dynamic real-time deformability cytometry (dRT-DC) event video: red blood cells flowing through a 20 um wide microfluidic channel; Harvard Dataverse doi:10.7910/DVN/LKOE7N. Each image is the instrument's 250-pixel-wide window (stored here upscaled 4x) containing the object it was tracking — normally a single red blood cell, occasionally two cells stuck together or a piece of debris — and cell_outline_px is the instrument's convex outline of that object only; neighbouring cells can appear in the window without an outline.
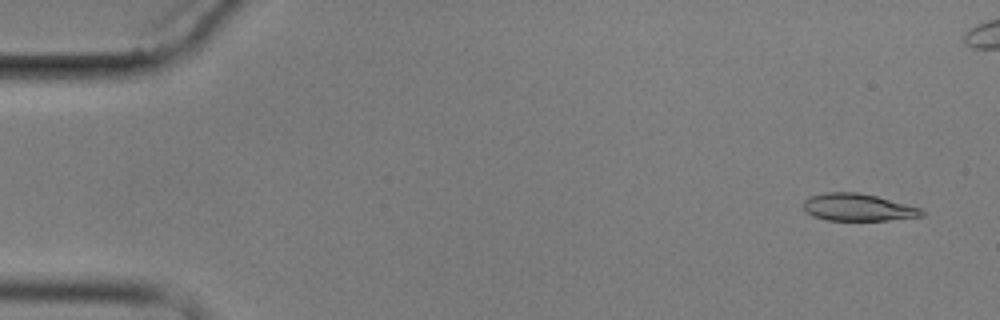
{"species": "common noctule bat (a hibernating species)", "species_latin": "Nyctalus noctula", "temperature_condition": "cold", "stored_images_in_passage": 7, "camera_frame_rate_fps": 3000, "um_per_image_px": 0.085, "animal": {"sex": "male", "body_mass_g": 17.9}, "frame": {"image": 1, "passage_image": 1, "time_ms": 0.0, "image_size_px": [1000, 320], "cell_outline_px": [[924, 216], [888, 220], [828, 220], [812, 216], [804, 212], [804, 200], [812, 196], [824, 192], [856, 192], [876, 196], [920, 208], [924, 212]], "centroid_in_image_um": [72.89, 17.63], "position_along_channel_um": 12.1, "area_um2": 18.67}}
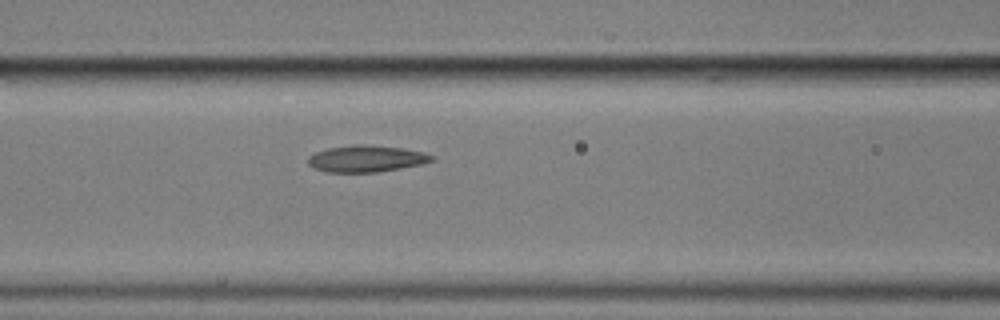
{"frame": {"image": 2, "passage_image": 7, "time_ms": 12.333, "image_size_px": [1000, 320], "cell_outline_px": [[436, 160], [420, 164], [400, 168], [376, 172], [324, 172], [312, 168], [308, 164], [308, 156], [316, 152], [328, 148], [356, 144], [364, 144], [400, 148], [424, 152], [436, 156]], "centroid_in_image_um": [31.12, 13.49], "position_along_channel_um": 135.5, "area_um2": 19.25}}